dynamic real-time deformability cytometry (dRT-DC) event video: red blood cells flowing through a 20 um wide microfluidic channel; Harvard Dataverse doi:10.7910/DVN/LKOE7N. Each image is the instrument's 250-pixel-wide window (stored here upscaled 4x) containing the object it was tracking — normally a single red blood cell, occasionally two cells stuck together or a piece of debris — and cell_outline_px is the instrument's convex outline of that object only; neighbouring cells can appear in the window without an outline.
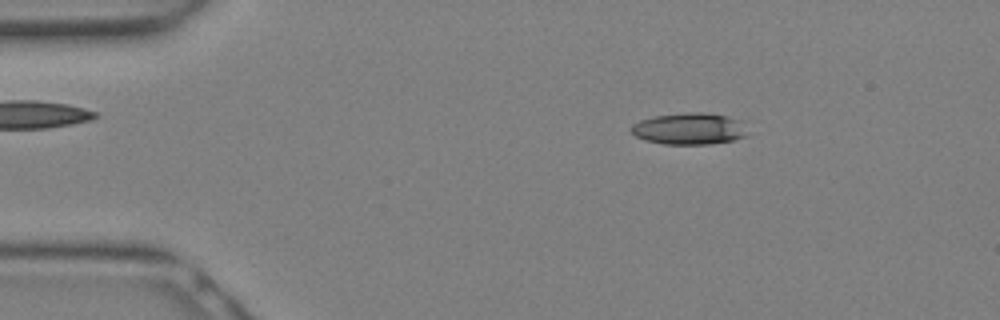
{"species": "Egyptian fruit bat (a non-hibernating species)", "species_latin": "Rousettus aegyptiacus", "temperature_condition": "warm", "stored_images_in_passage": 17, "camera_frame_rate_fps": 3000, "um_per_image_px": 0.085, "animal": {"sex": "female"}, "frame": {"image": 1, "passage_image": 1, "time_ms": 0.0, "image_size_px": [1000, 320], "cell_outline_px": [[748, 136], [732, 140], [708, 144], [664, 144], [644, 140], [636, 136], [628, 128], [632, 124], [640, 120], [652, 116], [688, 112], [704, 112], [728, 116], [744, 120]], "centroid_in_image_um": [58.61, 10.93], "position_along_channel_um": 26.4, "area_um2": 21.85}}
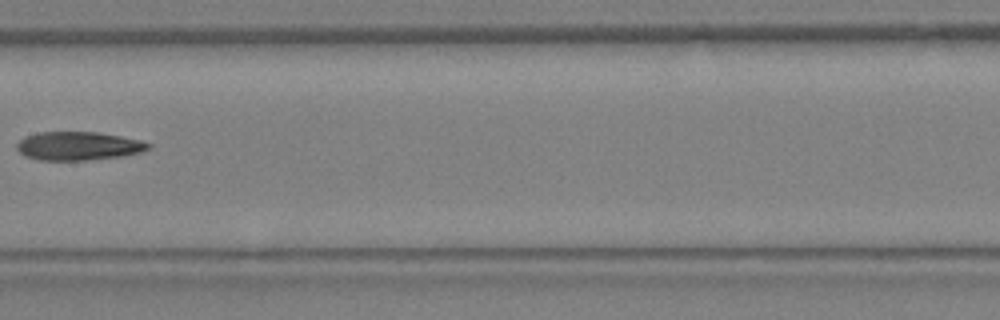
{"frame": {"image": 2, "passage_image": 11, "time_ms": 3.333, "image_size_px": [1000, 320], "cell_outline_px": [[152, 148], [140, 152], [124, 156], [88, 160], [40, 160], [24, 156], [16, 148], [16, 144], [24, 136], [40, 132], [96, 132], [120, 136], [140, 140], [152, 144]], "centroid_in_image_um": [6.67, 12.41], "position_along_channel_um": 200.7, "area_um2": 21.96}}
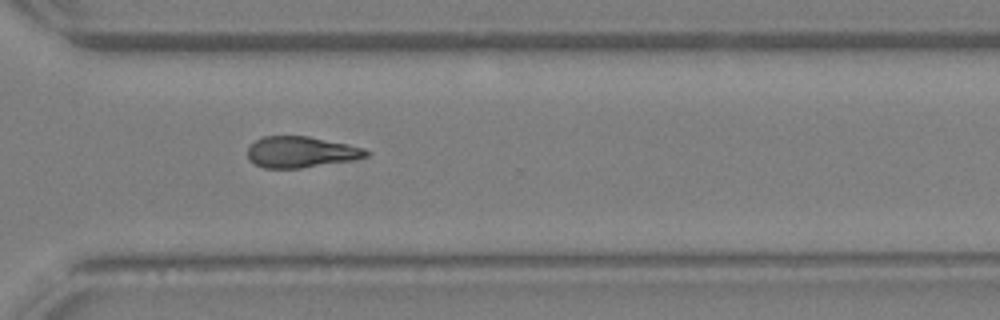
{"frame": {"image": 3, "passage_image": 17, "time_ms": 5.333, "image_size_px": [1000, 320], "cell_outline_px": [[372, 152], [368, 156], [352, 160], [300, 168], [264, 168], [248, 160], [248, 148], [256, 140], [264, 136], [308, 136], [364, 148]], "centroid_in_image_um": [25.58, 12.92], "position_along_channel_um": 345.0, "area_um2": 21.33}}